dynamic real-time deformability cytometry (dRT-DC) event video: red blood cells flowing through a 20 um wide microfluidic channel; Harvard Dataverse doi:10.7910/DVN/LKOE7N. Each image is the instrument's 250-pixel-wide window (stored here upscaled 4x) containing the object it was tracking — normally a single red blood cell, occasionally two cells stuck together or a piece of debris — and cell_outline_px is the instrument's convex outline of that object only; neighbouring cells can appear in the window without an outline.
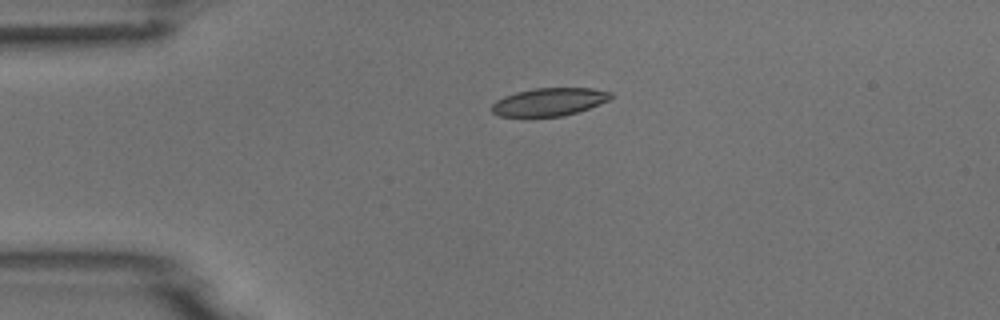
{"species": "common noctule bat (a hibernating species)", "species_latin": "Nyctalus noctula", "temperature_condition": "room temperature", "stored_images_in_passage": 2, "camera_frame_rate_fps": 3000, "um_per_image_px": 0.085, "animal": {"sex": "male", "body_mass_g": 18.8}, "frame": {"image": 1, "passage_image": 1, "time_ms": 0.0, "image_size_px": [1000, 320], "cell_outline_px": [[612, 96], [608, 100], [588, 108], [564, 116], [500, 116], [492, 112], [492, 104], [496, 100], [504, 96], [516, 92], [532, 88], [592, 88], [612, 92]], "centroid_in_image_um": [46.67, 8.65], "position_along_channel_um": 38.3, "area_um2": 19.19}}